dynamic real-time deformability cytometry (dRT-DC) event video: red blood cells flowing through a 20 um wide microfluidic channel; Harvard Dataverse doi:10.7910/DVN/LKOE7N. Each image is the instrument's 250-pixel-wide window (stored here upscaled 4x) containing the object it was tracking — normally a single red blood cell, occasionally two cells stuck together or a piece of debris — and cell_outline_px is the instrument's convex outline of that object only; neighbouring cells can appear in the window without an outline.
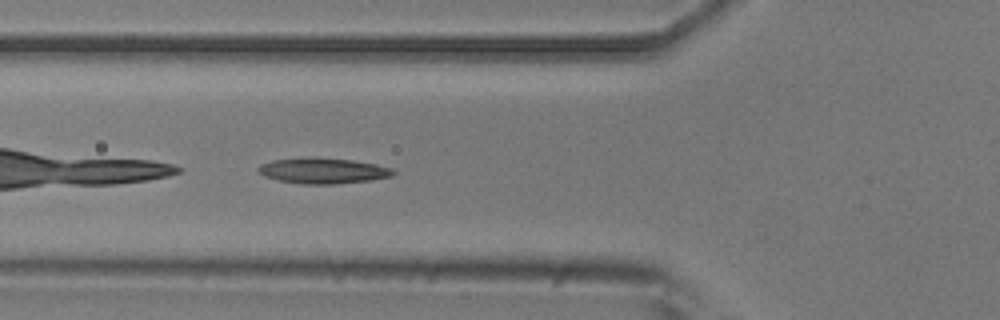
{"species": "common noctule bat (a hibernating species)", "species_latin": "Nyctalus noctula", "temperature_condition": "room temperature", "stored_images_in_passage": 4, "camera_frame_rate_fps": 3000, "um_per_image_px": 0.085, "animal": {"sex": "male", "body_mass_g": 20.5, "forearm_length_mm": 52.5}, "frame": {"image": 1, "passage_image": 4, "time_ms": 3.667, "image_size_px": [1000, 320], "cell_outline_px": [[396, 172], [392, 176], [372, 180], [336, 184], [304, 184], [276, 180], [264, 176], [256, 168], [260, 164], [272, 160], [352, 160], [376, 164], [392, 168]], "centroid_in_image_um": [27.5, 14.56], "position_along_channel_um": 98.3, "area_um2": 19.31}}